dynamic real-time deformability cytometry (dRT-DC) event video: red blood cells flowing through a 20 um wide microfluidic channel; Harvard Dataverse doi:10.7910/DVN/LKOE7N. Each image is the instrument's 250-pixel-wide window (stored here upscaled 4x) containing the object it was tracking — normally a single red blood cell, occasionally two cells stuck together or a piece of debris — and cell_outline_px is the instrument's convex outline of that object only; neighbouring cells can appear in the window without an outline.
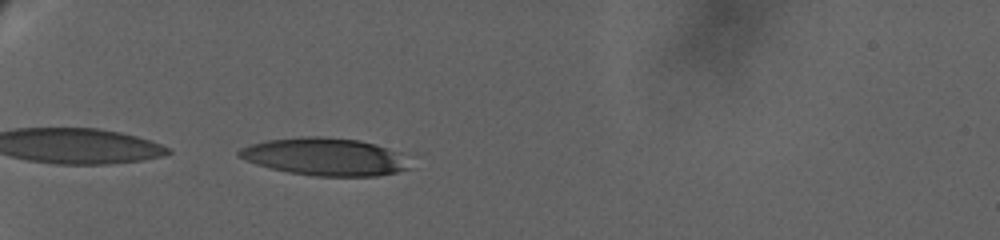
{"species": "human", "species_latin": "Homo sapiens", "temperature_condition": "warm", "stored_images_in_passage": 66, "camera_frame_rate_fps": 3000, "um_per_image_px": 0.085, "donor": {"sex": "female"}, "frame": {"image": 1, "passage_image": 3, "time_ms": 0.667, "image_size_px": [1000, 240], "cell_outline_px": [[412, 168], [396, 172], [376, 176], [312, 176], [288, 172], [256, 164], [236, 156], [236, 152], [240, 148], [248, 144], [264, 140], [300, 136], [320, 136], [360, 140], [376, 144], [400, 152], [408, 156]], "centroid_in_image_um": [27.64, 13.31], "position_along_channel_um": 57.4, "area_um2": 38.03}}
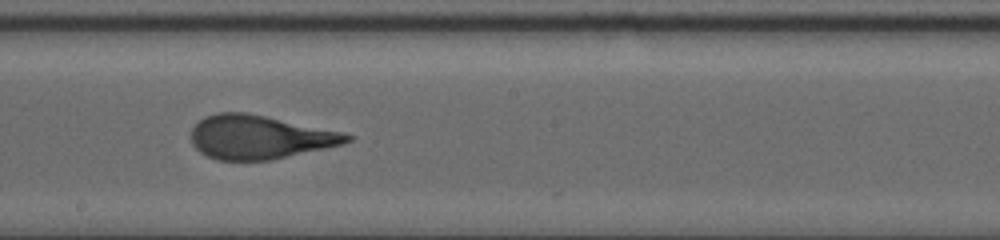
{"frame": {"image": 2, "passage_image": 35, "time_ms": 8.0, "image_size_px": [1000, 240], "cell_outline_px": [[352, 140], [340, 144], [324, 148], [272, 160], [216, 160], [200, 152], [192, 144], [192, 128], [204, 116], [216, 112], [244, 112], [344, 132], [352, 136]], "centroid_in_image_um": [22.02, 11.65], "position_along_channel_um": 226.2, "area_um2": 39.36}}
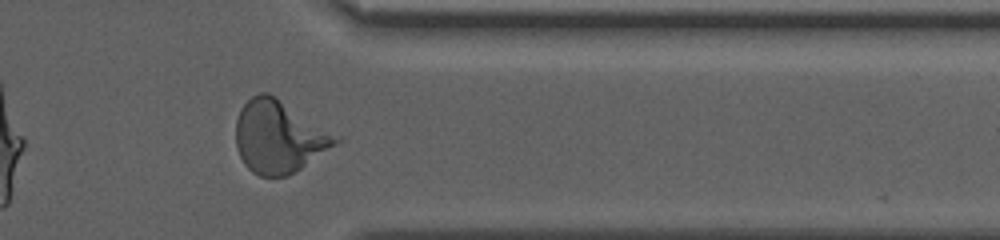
{"frame": {"image": 3, "passage_image": 60, "time_ms": 14.0, "image_size_px": [1000, 240], "cell_outline_px": [[344, 140], [288, 176], [260, 176], [252, 172], [244, 164], [236, 148], [236, 120], [240, 108], [252, 96], [260, 92], [268, 92], [276, 96], [340, 136]], "centroid_in_image_um": [23.72, 11.61], "position_along_channel_um": 387.7, "area_um2": 42.37}, "authors_computed_cell_mechanics": {"area_um2": 39.7664, "velocity_mm_per_s": 2.7262, "shape_relaxation_time_tau1_ms": 8.4542, "shape_relaxation_time_tau2_ms": 1.2592, "deformation_change_tau1": 0.327, "deformation_change_tau2": 0.0918}}